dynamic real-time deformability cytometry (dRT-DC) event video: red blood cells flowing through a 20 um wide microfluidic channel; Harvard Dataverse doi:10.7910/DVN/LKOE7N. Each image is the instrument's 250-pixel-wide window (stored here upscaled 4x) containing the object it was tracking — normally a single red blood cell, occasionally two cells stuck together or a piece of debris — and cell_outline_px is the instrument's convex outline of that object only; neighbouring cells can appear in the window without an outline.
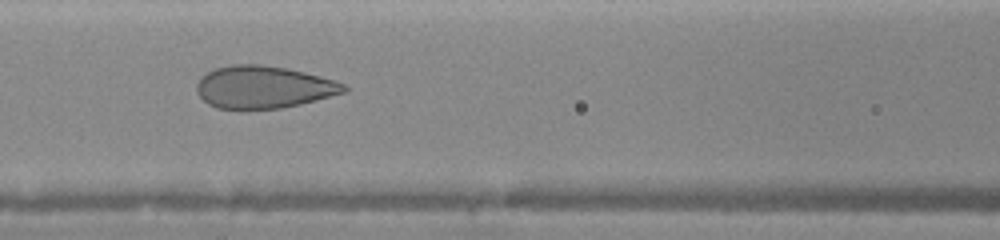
{"species": "human", "species_latin": "Homo sapiens", "temperature_condition": "warm", "stored_images_in_passage": 13, "camera_frame_rate_fps": 3000, "um_per_image_px": 0.085, "donor": {"sex": "female"}, "frame": {"image": 1, "passage_image": 13, "time_ms": 6.333, "image_size_px": [1000, 240], "cell_outline_px": [[348, 88], [344, 92], [316, 100], [300, 104], [280, 108], [216, 108], [208, 104], [196, 92], [196, 84], [200, 76], [216, 68], [232, 64], [260, 64], [288, 68], [320, 76], [344, 84]], "centroid_in_image_um": [22.36, 7.39], "position_along_channel_um": 144.2, "area_um2": 36.13}}